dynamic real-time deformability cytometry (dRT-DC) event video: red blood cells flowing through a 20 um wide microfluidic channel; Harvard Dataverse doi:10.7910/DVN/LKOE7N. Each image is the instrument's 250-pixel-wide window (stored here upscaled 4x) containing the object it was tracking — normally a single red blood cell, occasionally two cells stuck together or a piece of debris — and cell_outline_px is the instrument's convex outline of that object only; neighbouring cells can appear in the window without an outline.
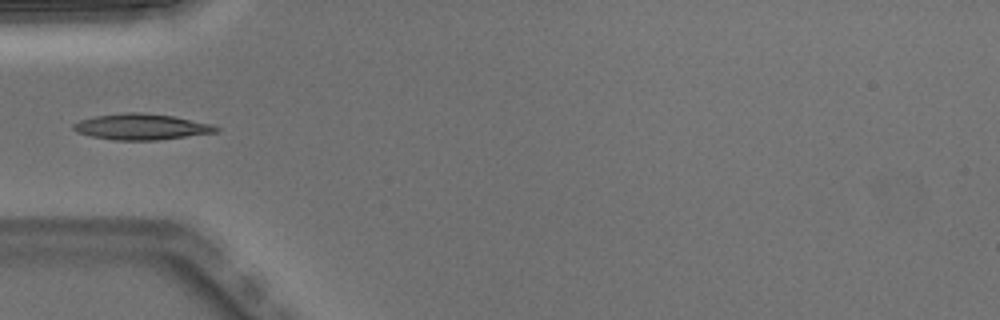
{"species": "Egyptian fruit bat (a non-hibernating species)", "species_latin": "Rousettus aegyptiacus", "temperature_condition": "warm", "stored_images_in_passage": 5, "camera_frame_rate_fps": 3000, "um_per_image_px": 0.085, "animal": {"sex": "male"}, "frame": {"image": 1, "passage_image": 4, "time_ms": 1.0, "image_size_px": [1000, 320], "cell_outline_px": [[220, 128], [216, 132], [156, 140], [116, 140], [92, 136], [76, 132], [72, 128], [72, 124], [80, 120], [92, 116], [124, 112], [140, 112], [172, 116], [212, 124]], "centroid_in_image_um": [11.96, 10.76], "position_along_channel_um": 73.0, "area_um2": 21.44}}
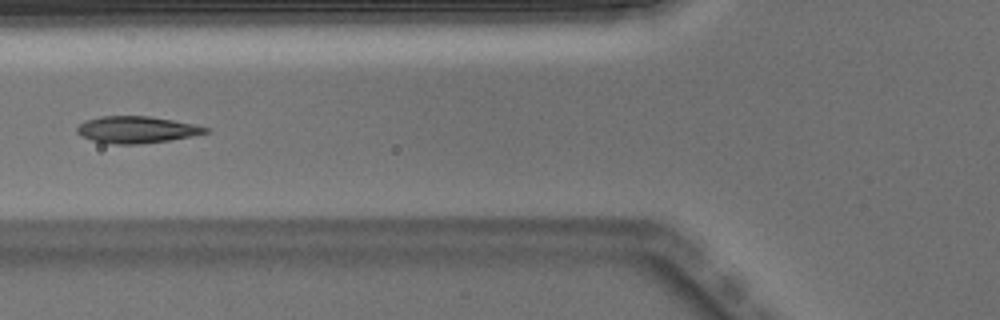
{"frame": {"image": 2, "passage_image": 5, "time_ms": 1.333, "image_size_px": [1000, 320], "cell_outline_px": [[208, 132], [168, 140], [136, 144], [112, 144], [92, 140], [80, 136], [76, 132], [76, 128], [84, 120], [100, 116], [148, 116], [196, 124], [208, 128]], "centroid_in_image_um": [11.54, 11.01], "position_along_channel_um": 114.3, "area_um2": 19.88}}